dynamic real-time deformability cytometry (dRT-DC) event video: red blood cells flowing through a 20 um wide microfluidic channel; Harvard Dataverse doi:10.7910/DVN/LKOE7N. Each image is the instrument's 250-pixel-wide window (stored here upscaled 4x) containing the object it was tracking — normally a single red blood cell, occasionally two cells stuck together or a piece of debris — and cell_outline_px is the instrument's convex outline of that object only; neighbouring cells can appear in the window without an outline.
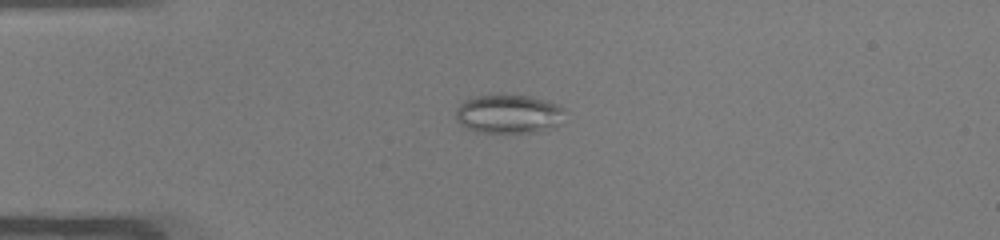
{"species": "common noctule bat (a hibernating species)", "species_latin": "Nyctalus noctula", "temperature_condition": "warm", "stored_images_in_passage": 49, "camera_frame_rate_fps": 3000, "um_per_image_px": 0.085, "animal": {"sex": "male", "body_mass_g": 19.0, "forearm_length_mm": 50.8}, "frame": {"image": 1, "passage_image": 12, "time_ms": 3.667, "image_size_px": [1000, 240], "cell_outline_px": [[564, 108], [560, 124], [548, 128], [532, 132], [476, 132], [460, 124], [456, 120], [456, 108], [464, 100], [476, 96], [496, 92], [532, 96], [556, 104]], "centroid_in_image_um": [43.18, 9.64], "position_along_channel_um": 41.8, "area_um2": 25.03}}
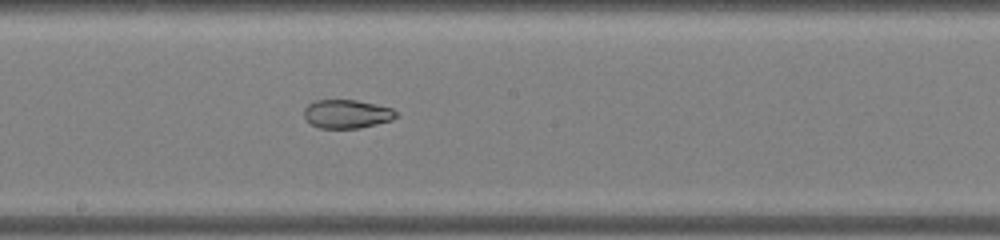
{"frame": {"image": 2, "passage_image": 27, "time_ms": 8.667, "image_size_px": [1000, 240], "cell_outline_px": [[400, 116], [392, 120], [360, 128], [320, 128], [312, 124], [304, 116], [304, 108], [308, 104], [316, 100], [356, 100], [392, 108]], "centroid_in_image_um": [29.5, 9.68], "position_along_channel_um": 218.7, "area_um2": 15.32}}
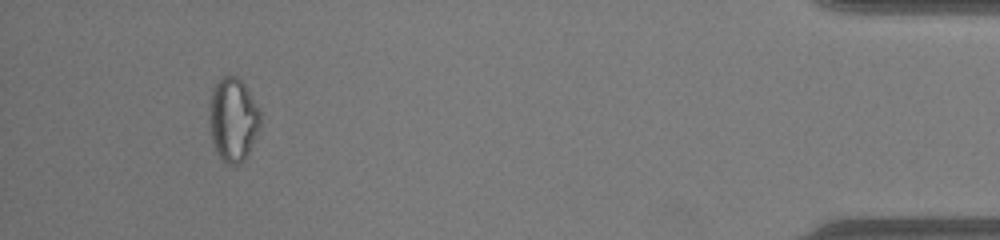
{"frame": {"image": 3, "passage_image": 46, "time_ms": 15.0, "image_size_px": [1000, 240], "cell_outline_px": [[260, 128], [244, 160], [240, 164], [224, 164], [216, 152], [212, 144], [212, 92], [216, 80], [224, 76], [236, 76], [244, 84], [260, 112]], "centroid_in_image_um": [19.84, 10.2], "position_along_channel_um": 415.4, "area_um2": 24.16}, "authors_computed_cell_mechanics": {"area_um2": 23.12, "velocity_mm_per_s": 4.0884, "shape_relaxation_time_tau1_ms": null, "shape_relaxation_time_tau2_ms": 1.5014, "deformation_change_tau1": null, "deformation_change_tau2": 0.0753}}